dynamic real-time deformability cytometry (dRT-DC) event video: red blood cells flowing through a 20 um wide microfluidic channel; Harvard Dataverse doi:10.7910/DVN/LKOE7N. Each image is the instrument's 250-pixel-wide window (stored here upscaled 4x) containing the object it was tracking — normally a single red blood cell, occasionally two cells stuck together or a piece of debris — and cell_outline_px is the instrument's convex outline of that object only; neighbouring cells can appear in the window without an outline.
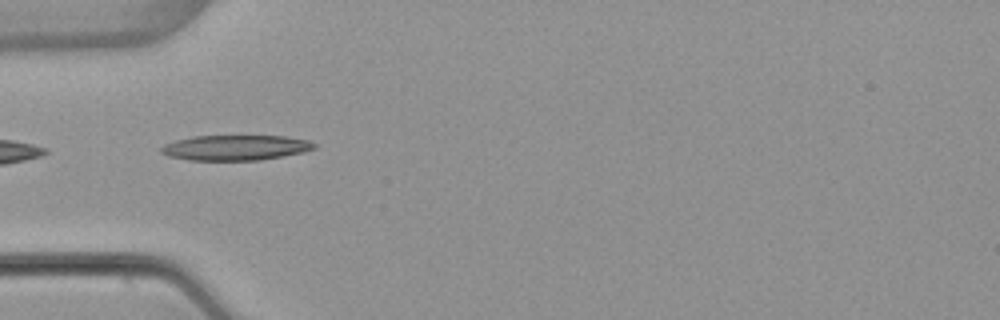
{"species": "common noctule bat (a hibernating species)", "species_latin": "Nyctalus noctula", "temperature_condition": "warm", "stored_images_in_passage": 3, "camera_frame_rate_fps": 3000, "um_per_image_px": 0.085, "animal": {"sex": "female", "body_mass_g": 22.7, "forearm_length_mm": 54.2}, "frame": {"image": 1, "passage_image": 1, "time_ms": 0.0, "image_size_px": [1000, 320], "cell_outline_px": [[316, 148], [304, 152], [284, 156], [260, 160], [188, 160], [168, 156], [160, 152], [160, 148], [164, 144], [176, 140], [192, 136], [284, 136], [308, 140], [316, 144]], "centroid_in_image_um": [20.01, 12.55], "position_along_channel_um": 65.0, "area_um2": 22.6}}
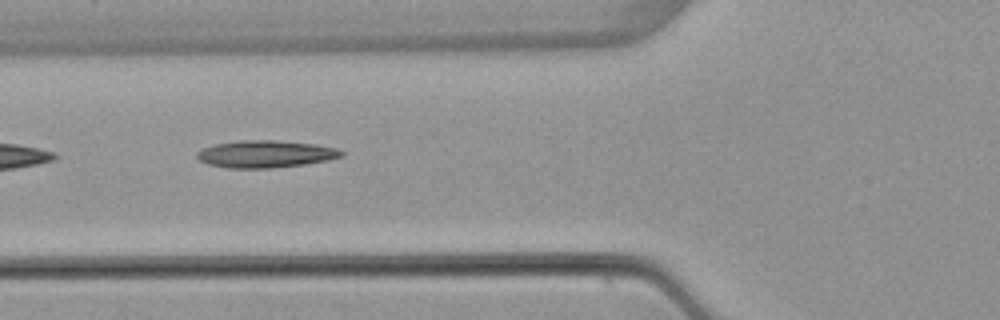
{"frame": {"image": 2, "passage_image": 2, "time_ms": 1.0, "image_size_px": [1000, 320], "cell_outline_px": [[344, 156], [328, 160], [304, 164], [272, 168], [224, 168], [208, 164], [200, 160], [196, 156], [196, 152], [204, 148], [216, 144], [240, 140], [276, 140], [316, 144], [336, 148], [344, 152]], "centroid_in_image_um": [22.58, 13.09], "position_along_channel_um": 103.2, "area_um2": 22.95}}
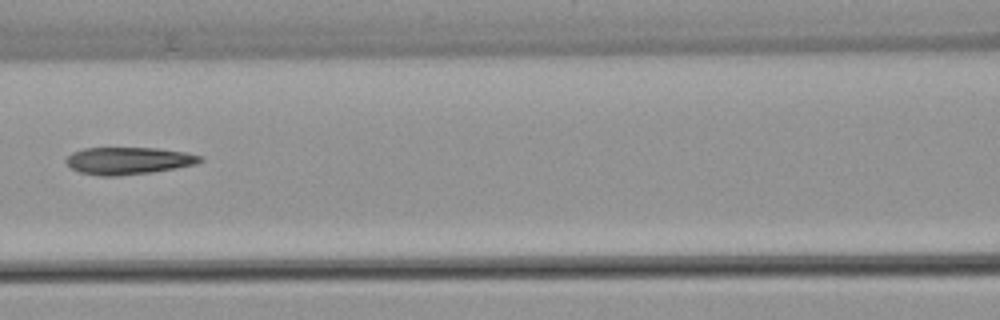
{"frame": {"image": 3, "passage_image": 3, "time_ms": 2.333, "image_size_px": [1000, 320], "cell_outline_px": [[204, 160], [196, 164], [176, 168], [152, 172], [116, 176], [100, 176], [80, 172], [72, 168], [64, 160], [72, 152], [84, 148], [156, 148], [188, 152], [204, 156]], "centroid_in_image_um": [10.96, 13.65], "position_along_channel_um": 155.6, "area_um2": 21.39}}